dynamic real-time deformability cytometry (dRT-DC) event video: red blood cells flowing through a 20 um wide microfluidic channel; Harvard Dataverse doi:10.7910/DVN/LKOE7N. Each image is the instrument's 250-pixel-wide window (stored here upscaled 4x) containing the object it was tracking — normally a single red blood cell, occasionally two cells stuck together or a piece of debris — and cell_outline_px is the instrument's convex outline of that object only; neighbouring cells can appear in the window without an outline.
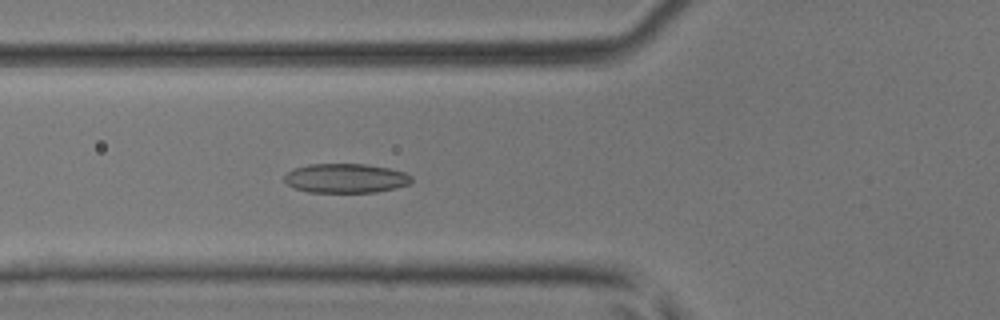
{"species": "common noctule bat (a hibernating species)", "species_latin": "Nyctalus noctula", "temperature_condition": "room temperature", "stored_images_in_passage": 36, "camera_frame_rate_fps": 3000, "um_per_image_px": 0.085, "animal": {"sex": "male", "body_mass_g": 17.9, "forearm_length_mm": 54.2}, "frame": {"image": 1, "passage_image": 7, "time_ms": 2.0, "image_size_px": [1000, 320], "cell_outline_px": [[412, 180], [408, 184], [396, 188], [376, 192], [308, 192], [296, 188], [288, 184], [284, 180], [284, 176], [292, 168], [308, 164], [368, 164], [388, 168], [404, 172], [412, 176]], "centroid_in_image_um": [29.38, 15.14], "position_along_channel_um": 96.4, "area_um2": 21.73}}
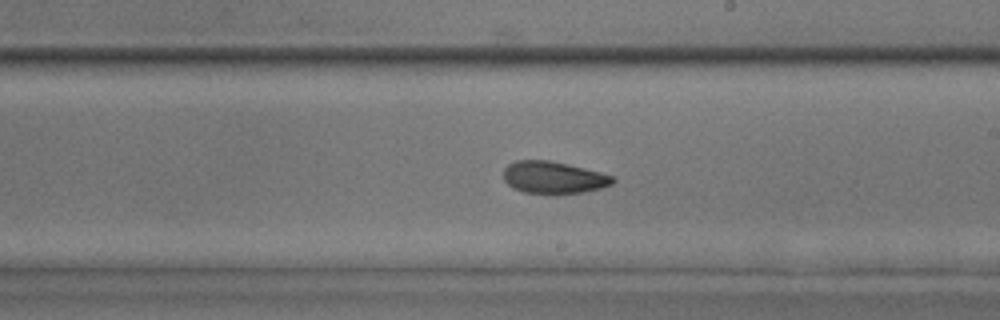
{"frame": {"image": 2, "passage_image": 17, "time_ms": 5.333, "image_size_px": [1000, 320], "cell_outline_px": [[616, 180], [612, 184], [600, 188], [584, 192], [556, 196], [524, 192], [512, 188], [504, 180], [504, 168], [508, 164], [516, 160], [548, 160], [568, 164], [600, 172], [612, 176]], "centroid_in_image_um": [47.03, 15.11], "position_along_channel_um": 242.0, "area_um2": 20.92}}
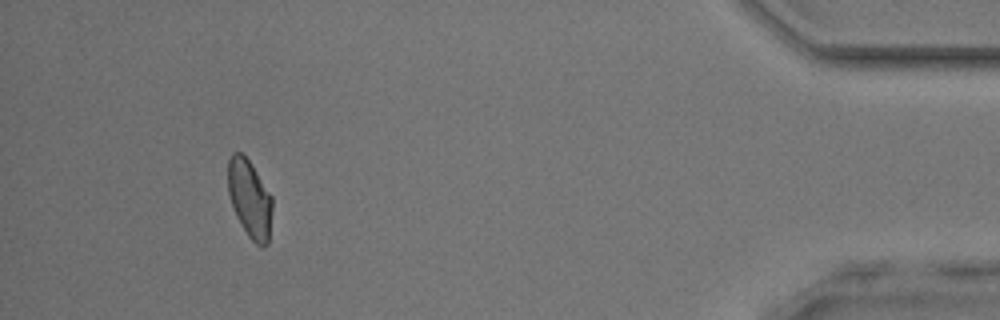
{"frame": {"image": 3, "passage_image": 33, "time_ms": 10.667, "image_size_px": [1000, 320], "cell_outline_px": [[272, 208], [268, 244], [264, 248], [260, 248], [248, 236], [236, 216], [228, 192], [228, 160], [232, 152], [240, 152], [248, 160], [272, 196]], "centroid_in_image_um": [21.23, 16.93], "position_along_channel_um": 414.0, "area_um2": 20.0}}